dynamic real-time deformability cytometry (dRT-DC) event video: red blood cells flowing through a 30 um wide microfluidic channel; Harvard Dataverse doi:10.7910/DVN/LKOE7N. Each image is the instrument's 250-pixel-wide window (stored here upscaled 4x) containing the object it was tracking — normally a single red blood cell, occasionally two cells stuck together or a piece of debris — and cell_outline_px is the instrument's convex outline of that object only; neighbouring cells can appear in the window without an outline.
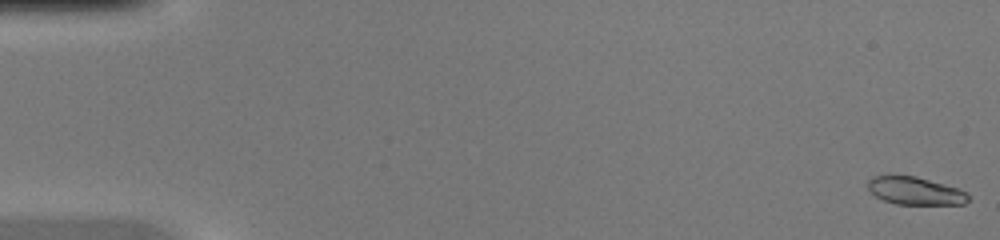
{"species": "common noctule bat (a hibernating species)", "species_latin": "Nyctalus noctula", "temperature_condition": "warm", "stored_images_in_passage": 46, "camera_frame_rate_fps": 3000, "um_per_image_px": 0.085, "animal": {"sex": "female", "body_mass_g": 20.0, "forearm_length_mm": 54.0}, "frame": {"image": 1, "passage_image": 1, "time_ms": 0.0, "image_size_px": [1000, 240], "cell_outline_px": [[968, 200], [964, 204], [896, 204], [884, 200], [876, 196], [868, 188], [868, 180], [872, 176], [916, 176], [956, 188], [968, 192]], "centroid_in_image_um": [77.79, 16.23], "position_along_channel_um": 7.2, "area_um2": 15.95}}
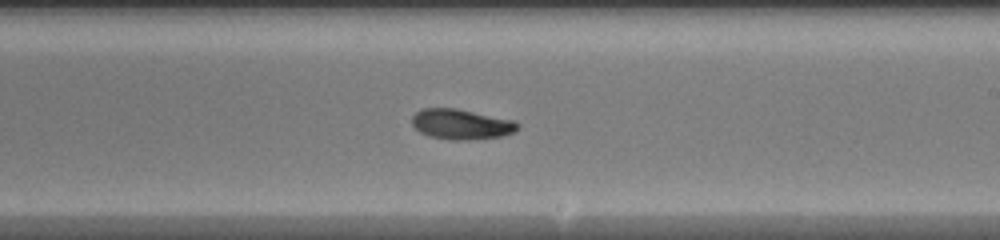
{"frame": {"image": 2, "passage_image": 28, "time_ms": 9.0, "image_size_px": [1000, 240], "cell_outline_px": [[520, 128], [516, 132], [500, 136], [468, 140], [448, 140], [428, 136], [420, 132], [412, 124], [412, 116], [416, 112], [424, 108], [456, 108], [516, 120], [520, 124]], "centroid_in_image_um": [39.24, 10.56], "position_along_channel_um": 249.8, "area_um2": 18.9}}
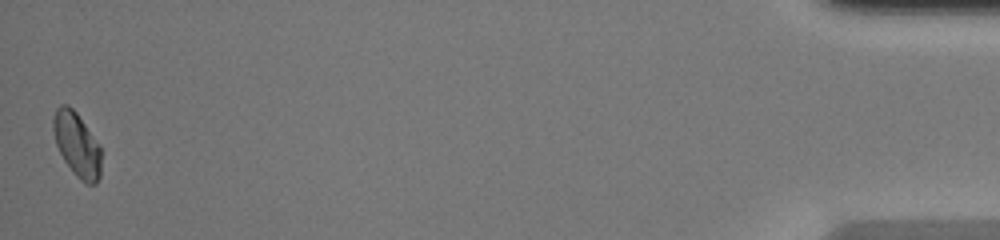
{"frame": {"image": 3, "passage_image": 46, "time_ms": 15.0, "image_size_px": [1000, 240], "cell_outline_px": [[100, 176], [96, 184], [84, 184], [76, 176], [64, 160], [56, 144], [52, 128], [52, 120], [56, 108], [60, 104], [68, 104], [76, 112], [100, 148]], "centroid_in_image_um": [6.5, 12.29], "position_along_channel_um": 428.7, "area_um2": 17.69}}